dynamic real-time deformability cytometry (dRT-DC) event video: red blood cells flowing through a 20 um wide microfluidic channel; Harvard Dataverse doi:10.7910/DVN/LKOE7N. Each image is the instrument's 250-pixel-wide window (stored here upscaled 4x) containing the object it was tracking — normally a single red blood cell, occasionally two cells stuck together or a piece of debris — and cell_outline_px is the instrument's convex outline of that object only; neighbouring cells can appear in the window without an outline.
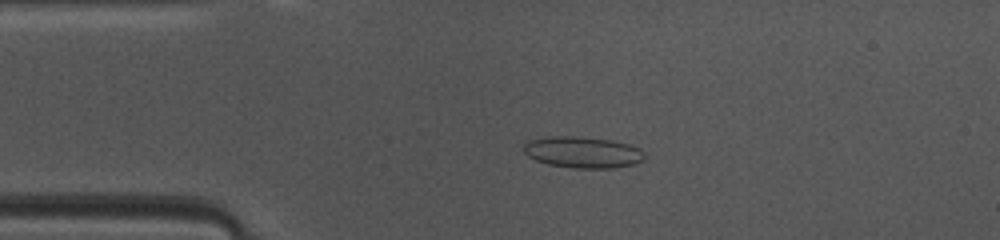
{"species": "common noctule bat (a hibernating species)", "species_latin": "Nyctalus noctula", "temperature_condition": "warm", "stored_images_in_passage": 46, "camera_frame_rate_fps": 3000, "um_per_image_px": 0.085, "animal": {"sex": "female", "body_mass_g": 10.0, "forearm_length_mm": 53.1}, "frame": {"image": 1, "passage_image": 9, "time_ms": 2.667, "image_size_px": [1000, 240], "cell_outline_px": [[644, 160], [632, 164], [612, 168], [572, 168], [548, 164], [536, 160], [528, 156], [524, 152], [524, 144], [528, 140], [548, 136], [576, 136], [612, 140], [628, 144], [640, 148], [644, 152]], "centroid_in_image_um": [49.52, 12.93], "position_along_channel_um": 35.5, "area_um2": 22.14}}
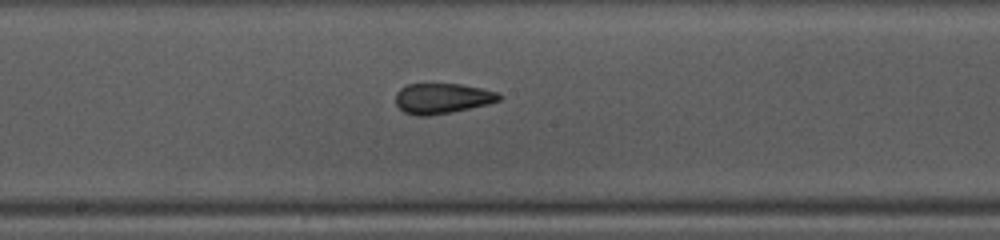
{"frame": {"image": 2, "passage_image": 23, "time_ms": 7.333, "image_size_px": [1000, 240], "cell_outline_px": [[500, 100], [488, 104], [452, 112], [428, 116], [416, 116], [404, 112], [396, 104], [396, 92], [400, 88], [408, 84], [460, 84], [500, 92]], "centroid_in_image_um": [37.58, 8.37], "position_along_channel_um": 210.6, "area_um2": 18.32}}
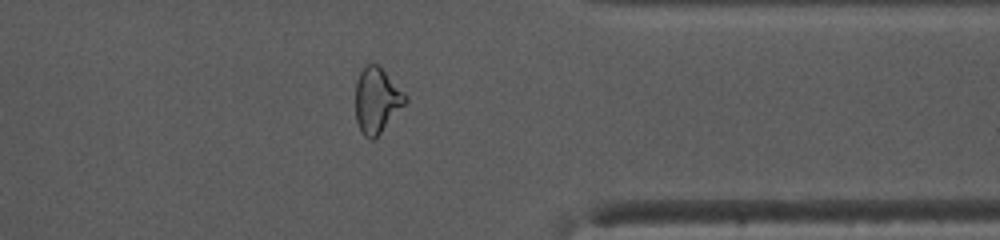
{"frame": {"image": 3, "passage_image": 36, "time_ms": 11.667, "image_size_px": [1000, 240], "cell_outline_px": [[408, 100], [380, 132], [372, 140], [368, 140], [360, 132], [356, 120], [356, 80], [364, 64], [376, 64], [408, 96]], "centroid_in_image_um": [32.0, 8.53], "position_along_channel_um": 379.4, "area_um2": 18.67}, "authors_computed_cell_mechanics": {"area_um2": 19.0451, "velocity_mm_per_s": 4.1482, "shape_relaxation_time_tau1_ms": null, "shape_relaxation_time_tau2_ms": 1.3617, "deformation_change_tau1": null, "deformation_change_tau2": 0.0907}}